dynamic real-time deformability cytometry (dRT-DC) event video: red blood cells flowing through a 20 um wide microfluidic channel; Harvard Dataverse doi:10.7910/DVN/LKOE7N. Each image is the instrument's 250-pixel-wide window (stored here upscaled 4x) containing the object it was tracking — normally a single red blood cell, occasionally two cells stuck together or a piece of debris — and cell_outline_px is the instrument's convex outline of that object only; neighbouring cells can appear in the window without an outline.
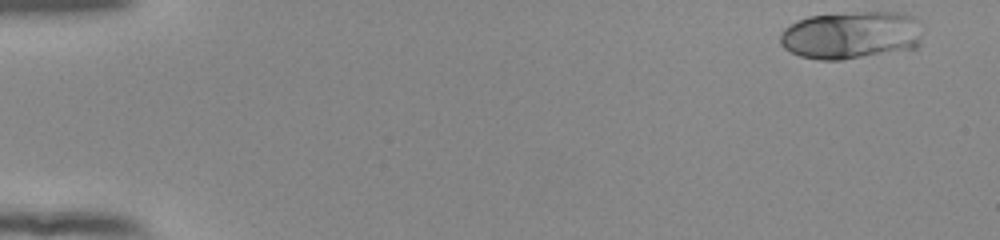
{"species": "human", "species_latin": "Homo sapiens", "temperature_condition": "room temperature", "stored_images_in_passage": 33, "camera_frame_rate_fps": 3000, "um_per_image_px": 0.085, "donor": {"sex": "female"}, "frame": {"image": 1, "passage_image": 1, "time_ms": 0.0, "image_size_px": [1000, 240], "cell_outline_px": [[920, 44], [916, 48], [840, 60], [820, 60], [800, 56], [784, 48], [780, 44], [780, 32], [784, 28], [808, 16], [864, 12], [904, 12], [912, 16], [916, 20], [920, 40]], "centroid_in_image_um": [72.32, 2.99], "position_along_channel_um": 12.7, "area_um2": 39.36}}
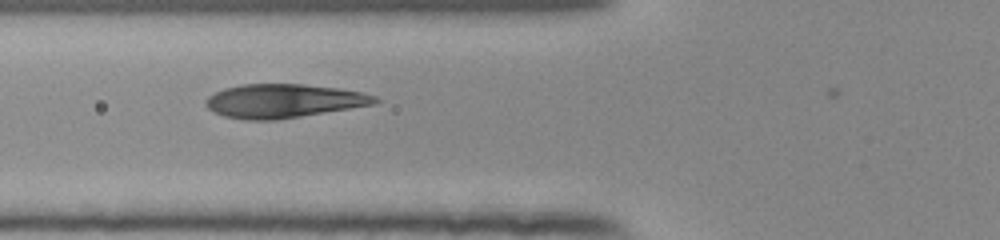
{"frame": {"image": 2, "passage_image": 19, "time_ms": 6.0, "image_size_px": [1000, 240], "cell_outline_px": [[384, 100], [376, 104], [300, 116], [272, 120], [248, 120], [224, 116], [212, 112], [204, 104], [204, 100], [208, 96], [224, 88], [240, 84], [300, 84], [340, 88], [364, 92], [376, 96]], "centroid_in_image_um": [24.12, 8.57], "position_along_channel_um": 101.7, "area_um2": 33.47}}
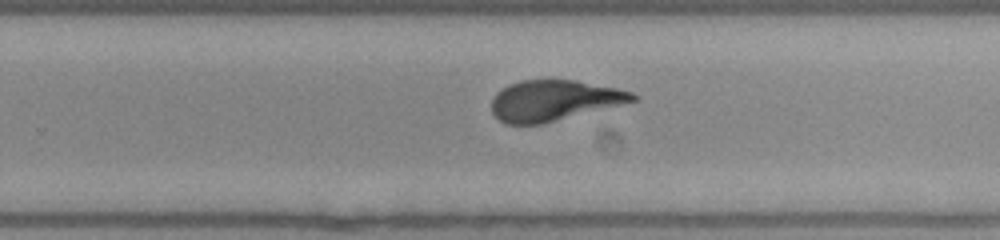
{"frame": {"image": 3, "passage_image": 33, "time_ms": 10.667, "image_size_px": [1000, 240], "cell_outline_px": [[640, 96], [636, 100], [540, 124], [504, 124], [492, 112], [492, 100], [496, 92], [508, 84], [520, 80], [576, 80], [616, 88], [632, 92]], "centroid_in_image_um": [47.05, 8.52], "position_along_channel_um": 282.8, "area_um2": 33.0}}